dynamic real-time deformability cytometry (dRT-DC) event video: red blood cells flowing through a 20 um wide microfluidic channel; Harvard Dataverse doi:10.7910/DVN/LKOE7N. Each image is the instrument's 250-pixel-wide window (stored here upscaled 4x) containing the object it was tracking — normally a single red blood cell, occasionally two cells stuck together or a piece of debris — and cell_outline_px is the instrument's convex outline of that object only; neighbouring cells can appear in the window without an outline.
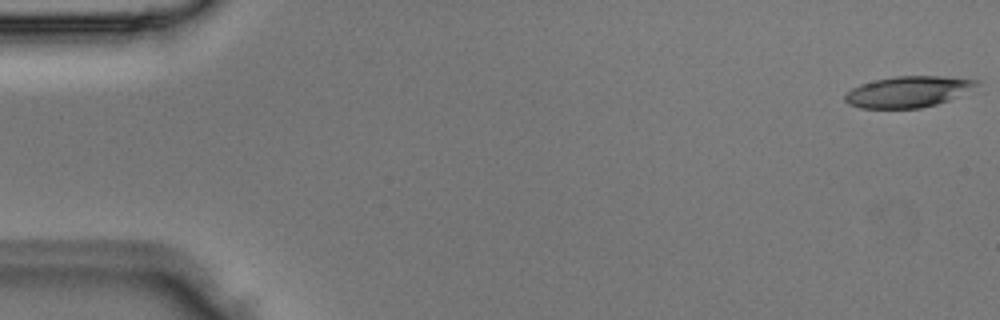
{"species": "Egyptian fruit bat (a non-hibernating species)", "species_latin": "Rousettus aegyptiacus", "temperature_condition": "room temperature", "stored_images_in_passage": 5, "camera_frame_rate_fps": 3000, "um_per_image_px": 0.085, "animal": {"sex": "male"}, "frame": {"image": 1, "passage_image": 1, "time_ms": 0.0, "image_size_px": [1000, 320], "cell_outline_px": [[980, 80], [976, 84], [956, 96], [948, 100], [936, 104], [920, 108], [860, 108], [848, 104], [844, 100], [844, 96], [852, 88], [860, 84], [876, 80], [896, 76], [940, 76]], "centroid_in_image_um": [77.1, 7.8], "position_along_channel_um": 7.9, "area_um2": 23.35}}